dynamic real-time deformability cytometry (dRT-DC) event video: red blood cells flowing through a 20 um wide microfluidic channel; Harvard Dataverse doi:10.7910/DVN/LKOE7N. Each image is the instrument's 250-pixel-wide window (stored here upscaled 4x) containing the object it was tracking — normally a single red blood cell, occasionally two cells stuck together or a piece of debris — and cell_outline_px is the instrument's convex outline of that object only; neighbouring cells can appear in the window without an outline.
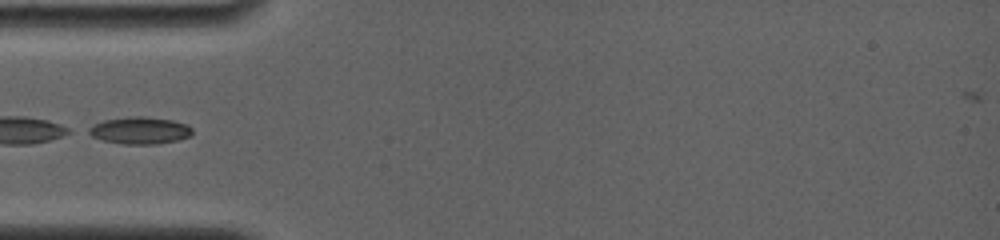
{"species": "common noctule bat (a hibernating species)", "species_latin": "Nyctalus noctula", "temperature_condition": "room temperature", "stored_images_in_passage": 39, "camera_frame_rate_fps": 4000, "um_per_image_px": 0.085, "animal": {"sex": "female", "body_mass_g": 19.0, "forearm_length_mm": 56.7}, "frame": {"image": 1, "passage_image": 1, "time_ms": 0.0, "image_size_px": [1000, 240], "cell_outline_px": [[192, 132], [188, 136], [176, 140], [156, 144], [124, 144], [104, 140], [92, 136], [84, 132], [84, 128], [92, 124], [104, 120], [132, 116], [144, 116], [172, 120], [188, 124], [192, 128]], "centroid_in_image_um": [11.81, 11.07], "position_along_channel_um": 73.2, "area_um2": 16.47}}